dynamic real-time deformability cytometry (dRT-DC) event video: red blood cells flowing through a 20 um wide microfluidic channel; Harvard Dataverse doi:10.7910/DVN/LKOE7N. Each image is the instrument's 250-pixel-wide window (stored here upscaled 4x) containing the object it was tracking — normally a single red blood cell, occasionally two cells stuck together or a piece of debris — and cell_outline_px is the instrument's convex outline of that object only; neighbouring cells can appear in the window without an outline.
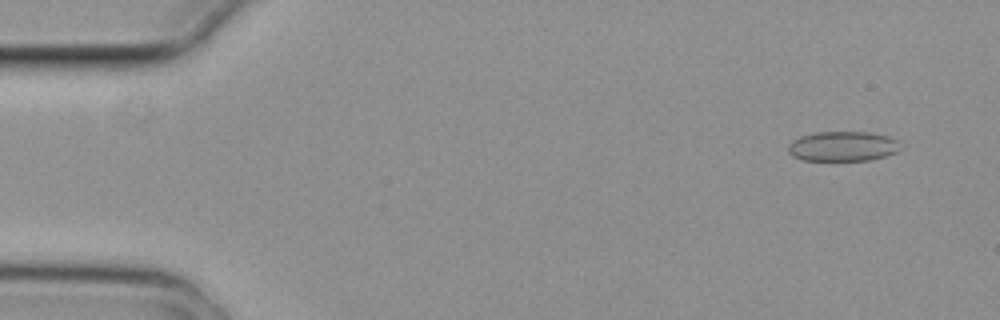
{"species": "common noctule bat (a hibernating species)", "species_latin": "Nyctalus noctula", "temperature_condition": "cold", "stored_images_in_passage": 5, "camera_frame_rate_fps": 3000, "um_per_image_px": 0.085, "animal": {"sex": "female", "body_mass_g": 29.2, "forearm_length_mm": 56.3}, "frame": {"image": 1, "passage_image": 1, "time_ms": 0.0, "image_size_px": [1000, 320], "cell_outline_px": [[900, 148], [896, 152], [884, 156], [868, 160], [804, 160], [792, 156], [788, 152], [788, 144], [792, 140], [800, 136], [816, 132], [868, 132], [888, 136], [896, 140]], "centroid_in_image_um": [71.59, 12.43], "position_along_channel_um": 13.4, "area_um2": 19.42}}
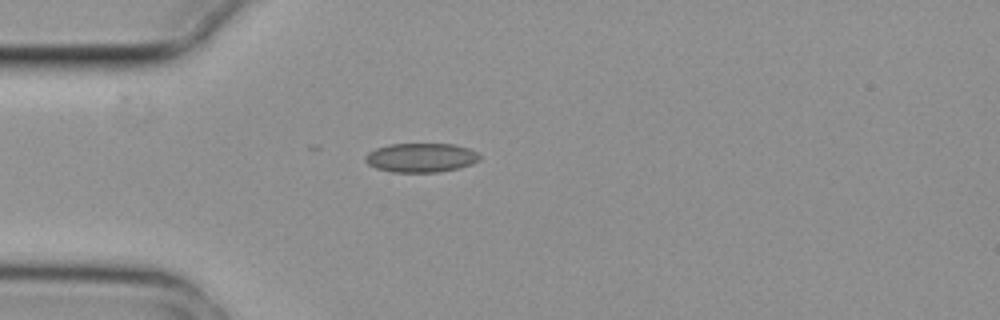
{"frame": {"image": 2, "passage_image": 4, "time_ms": 1.0, "image_size_px": [1000, 320], "cell_outline_px": [[480, 160], [472, 164], [440, 172], [392, 172], [376, 168], [368, 164], [364, 160], [364, 156], [368, 152], [376, 148], [388, 144], [456, 144], [468, 148], [476, 152], [480, 156]], "centroid_in_image_um": [35.76, 13.4], "position_along_channel_um": 49.2, "area_um2": 19.48}}